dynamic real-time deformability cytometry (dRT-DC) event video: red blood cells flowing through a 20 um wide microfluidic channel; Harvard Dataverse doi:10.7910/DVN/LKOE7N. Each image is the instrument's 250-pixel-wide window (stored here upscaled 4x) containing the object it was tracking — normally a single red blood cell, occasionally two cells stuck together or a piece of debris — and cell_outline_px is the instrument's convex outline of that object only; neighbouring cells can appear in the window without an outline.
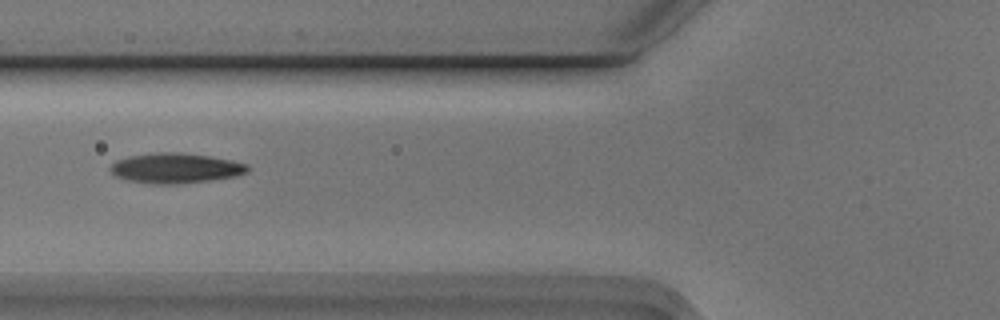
{"species": "Egyptian fruit bat (a non-hibernating species)", "species_latin": "Rousettus aegyptiacus", "temperature_condition": "cold", "stored_images_in_passage": 15, "camera_frame_rate_fps": 3000, "um_per_image_px": 0.085, "animal": {"sex": "male"}, "frame": {"image": 1, "passage_image": 6, "time_ms": 1.667, "image_size_px": [1000, 320], "cell_outline_px": [[248, 172], [236, 176], [208, 180], [176, 184], [156, 184], [128, 180], [116, 176], [108, 168], [116, 160], [128, 156], [156, 152], [180, 152], [208, 156], [232, 160], [244, 164], [248, 168]], "centroid_in_image_um": [14.88, 14.28], "position_along_channel_um": 110.9, "area_um2": 23.87}}
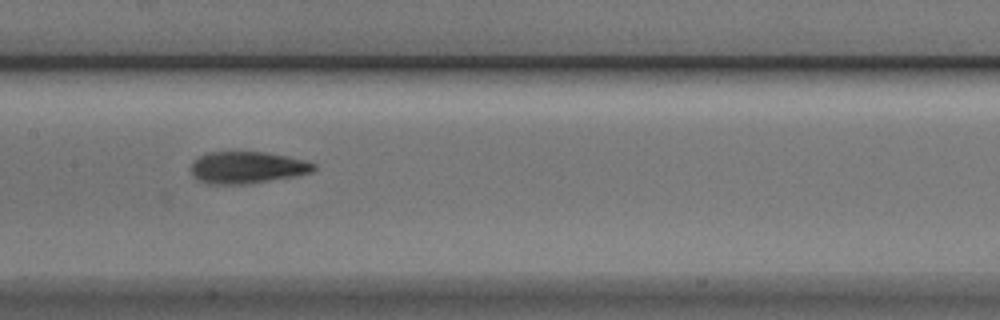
{"frame": {"image": 2, "passage_image": 8, "time_ms": 2.333, "image_size_px": [1000, 320], "cell_outline_px": [[316, 168], [312, 172], [292, 176], [244, 184], [208, 184], [200, 180], [192, 172], [192, 160], [208, 152], [264, 152], [288, 156], [304, 160], [316, 164]], "centroid_in_image_um": [21.01, 14.22], "position_along_channel_um": 186.4, "area_um2": 22.48}}
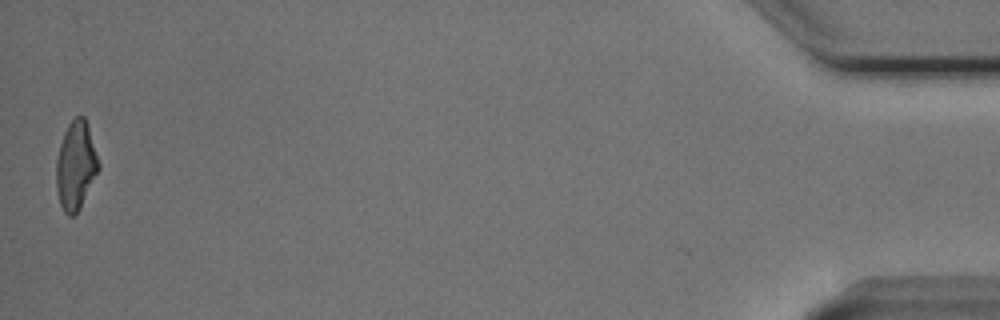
{"frame": {"image": 3, "passage_image": 15, "time_ms": 4.667, "image_size_px": [1000, 320], "cell_outline_px": [[100, 168], [80, 208], [72, 216], [68, 216], [64, 212], [60, 204], [56, 184], [56, 160], [60, 144], [64, 132], [68, 124], [76, 116], [84, 116], [100, 164]], "centroid_in_image_um": [6.43, 14.08], "position_along_channel_um": 428.8, "area_um2": 21.56}}